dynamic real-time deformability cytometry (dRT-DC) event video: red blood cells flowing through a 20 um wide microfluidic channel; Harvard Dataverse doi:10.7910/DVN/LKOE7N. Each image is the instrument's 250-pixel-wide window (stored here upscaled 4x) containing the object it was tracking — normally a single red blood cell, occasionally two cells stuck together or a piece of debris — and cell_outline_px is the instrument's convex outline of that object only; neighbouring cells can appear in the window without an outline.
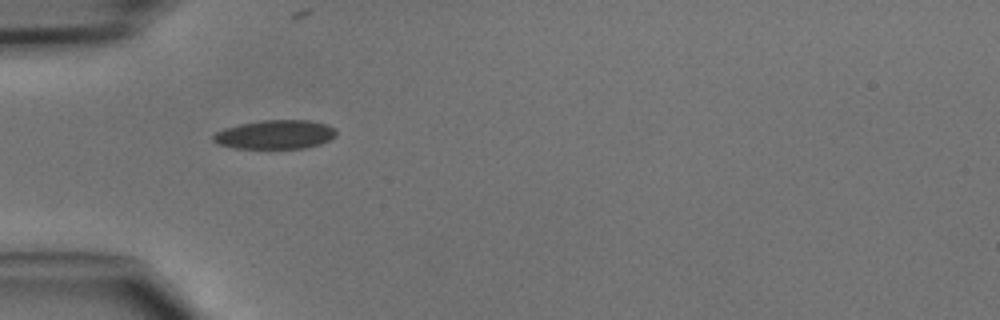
{"species": "common noctule bat (a hibernating species)", "species_latin": "Nyctalus noctula", "temperature_condition": "cold", "stored_images_in_passage": 4, "camera_frame_rate_fps": 3000, "um_per_image_px": 0.085, "animal": {"sex": "male", "body_mass_g": 15.6}, "frame": {"image": 1, "passage_image": 1, "time_ms": 0.0, "image_size_px": [1000, 320], "cell_outline_px": [[336, 136], [320, 144], [304, 148], [236, 148], [216, 144], [212, 140], [212, 136], [216, 132], [224, 128], [240, 124], [260, 120], [308, 120], [328, 124], [336, 128]], "centroid_in_image_um": [23.39, 11.43], "position_along_channel_um": 61.6, "area_um2": 20.87}}